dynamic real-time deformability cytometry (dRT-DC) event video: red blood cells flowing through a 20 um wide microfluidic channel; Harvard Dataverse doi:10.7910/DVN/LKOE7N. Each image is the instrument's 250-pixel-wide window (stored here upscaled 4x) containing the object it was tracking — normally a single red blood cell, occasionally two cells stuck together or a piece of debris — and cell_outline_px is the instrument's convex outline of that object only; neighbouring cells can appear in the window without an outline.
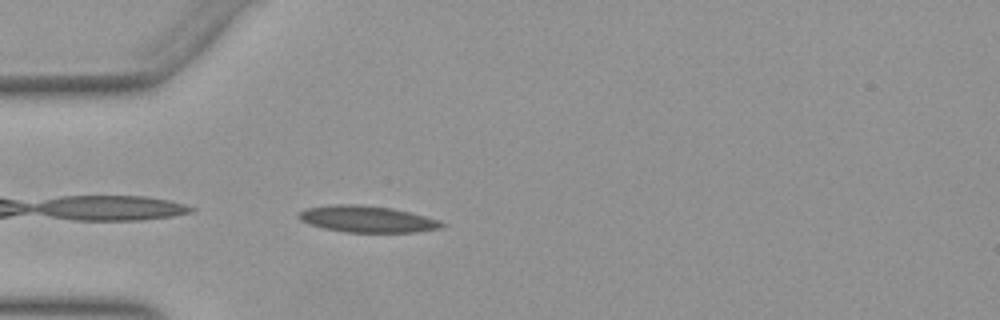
{"species": "Egyptian fruit bat (a non-hibernating species)", "species_latin": "Rousettus aegyptiacus", "temperature_condition": "warm", "stored_images_in_passage": 17, "camera_frame_rate_fps": 3000, "um_per_image_px": 0.085, "animal": {"sex": "female"}, "frame": {"image": 1, "passage_image": 1, "time_ms": 0.0, "image_size_px": [1000, 320], "cell_outline_px": [[448, 224], [444, 228], [416, 232], [344, 232], [324, 228], [308, 224], [300, 220], [296, 216], [304, 208], [332, 204], [364, 204], [392, 208], [440, 220]], "centroid_in_image_um": [31.21, 18.62], "position_along_channel_um": 53.8, "area_um2": 22.43}}
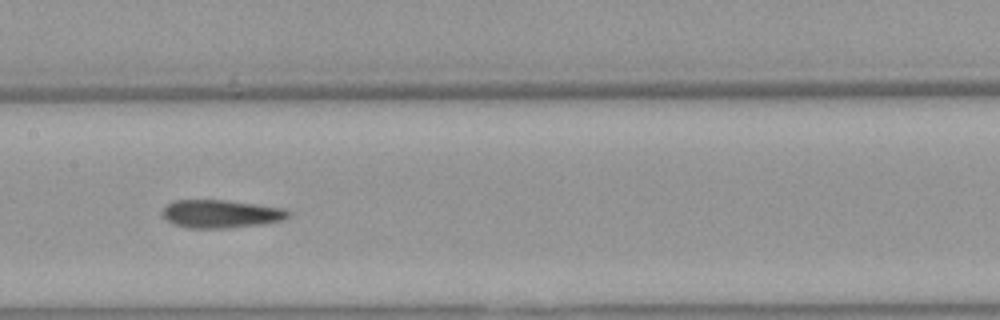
{"frame": {"image": 2, "passage_image": 12, "time_ms": 3.667, "image_size_px": [1000, 320], "cell_outline_px": [[292, 216], [284, 220], [264, 224], [228, 228], [188, 228], [172, 224], [160, 212], [168, 204], [176, 200], [228, 200], [288, 208], [292, 212]], "centroid_in_image_um": [18.87, 18.18], "position_along_channel_um": 188.5, "area_um2": 21.04}}
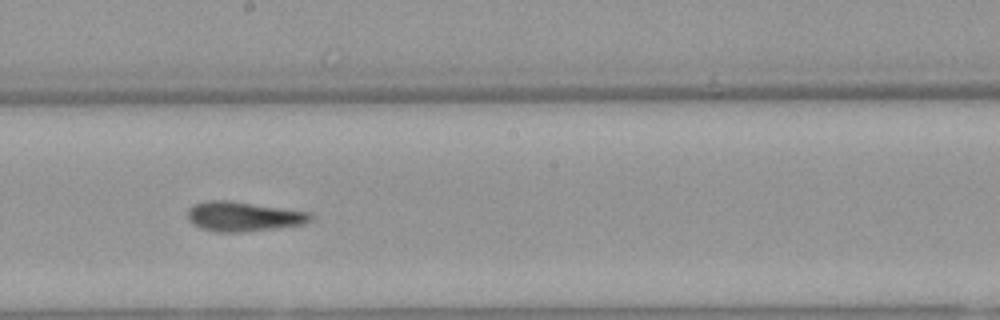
{"frame": {"image": 3, "passage_image": 15, "time_ms": 4.667, "image_size_px": [1000, 320], "cell_outline_px": [[312, 220], [304, 224], [280, 228], [244, 232], [216, 232], [200, 228], [192, 224], [188, 220], [188, 208], [192, 204], [208, 200], [232, 200], [312, 212]], "centroid_in_image_um": [20.7, 18.39], "position_along_channel_um": 227.5, "area_um2": 21.79}}